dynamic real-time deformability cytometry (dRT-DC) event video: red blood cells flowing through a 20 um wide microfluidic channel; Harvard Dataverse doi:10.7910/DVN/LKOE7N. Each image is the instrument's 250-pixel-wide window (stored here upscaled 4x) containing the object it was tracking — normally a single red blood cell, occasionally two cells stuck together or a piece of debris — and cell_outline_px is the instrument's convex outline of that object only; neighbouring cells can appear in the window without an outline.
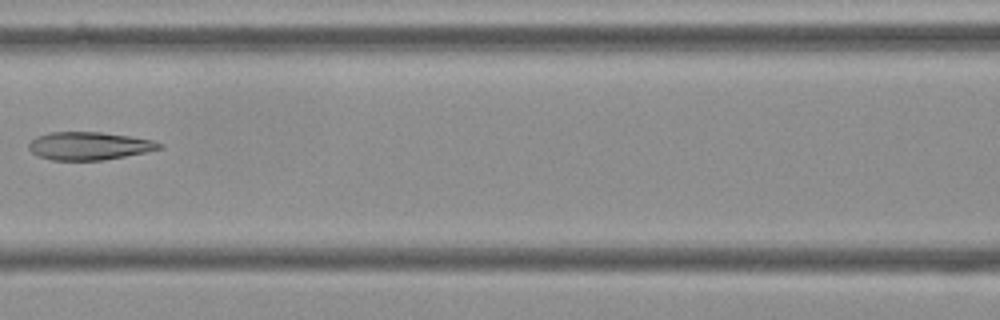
{"species": "Egyptian fruit bat (a non-hibernating species)", "species_latin": "Rousettus aegyptiacus", "temperature_condition": "cold", "stored_images_in_passage": 8, "camera_frame_rate_fps": 3000, "um_per_image_px": 0.085, "frame": {"image": 1, "passage_image": 7, "time_ms": 2.0, "image_size_px": [1000, 320], "cell_outline_px": [[164, 148], [104, 160], [52, 160], [40, 156], [32, 152], [28, 148], [28, 144], [36, 136], [52, 132], [100, 132], [132, 136], [152, 140], [164, 144]], "centroid_in_image_um": [7.6, 12.39], "position_along_channel_um": 159.0, "area_um2": 21.21}}
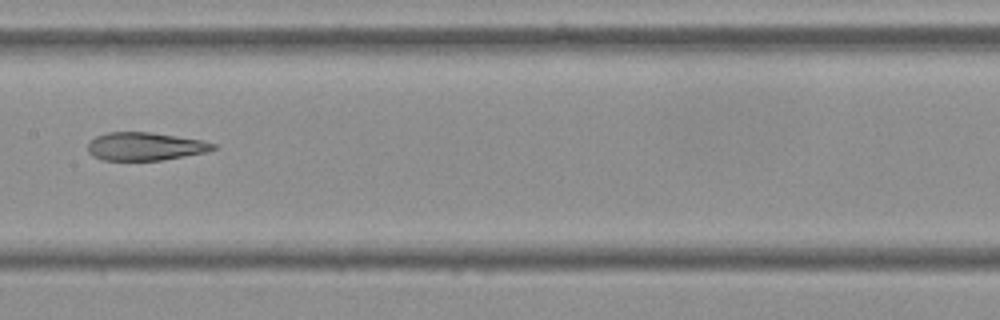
{"frame": {"image": 2, "passage_image": 8, "time_ms": 2.333, "image_size_px": [1000, 320], "cell_outline_px": [[216, 148], [208, 152], [160, 160], [104, 160], [92, 156], [88, 152], [88, 144], [96, 136], [108, 132], [148, 132], [200, 140], [216, 144]], "centroid_in_image_um": [12.32, 12.45], "position_along_channel_um": 195.1, "area_um2": 20.29}}